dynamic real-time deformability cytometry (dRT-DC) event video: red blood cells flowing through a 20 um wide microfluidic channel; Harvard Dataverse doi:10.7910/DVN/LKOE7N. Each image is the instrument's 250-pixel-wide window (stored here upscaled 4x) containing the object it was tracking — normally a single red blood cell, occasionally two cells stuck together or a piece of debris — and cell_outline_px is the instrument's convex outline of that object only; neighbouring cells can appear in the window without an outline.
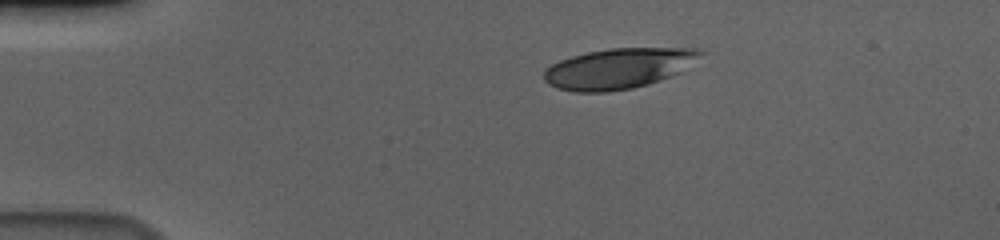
{"species": "human", "species_latin": "Homo sapiens", "temperature_condition": "cold", "stored_images_in_passage": 46, "camera_frame_rate_fps": 3000, "um_per_image_px": 0.085, "donor": {"sex": "male"}, "frame": {"image": 1, "passage_image": 1, "time_ms": 0.0, "image_size_px": [1000, 240], "cell_outline_px": [[708, 52], [680, 72], [660, 80], [648, 84], [632, 88], [608, 92], [572, 92], [556, 88], [548, 84], [544, 80], [544, 68], [560, 60], [572, 56], [588, 52], [612, 48], [696, 48]], "centroid_in_image_um": [52.58, 5.82], "position_along_channel_um": 32.4, "area_um2": 37.05}}
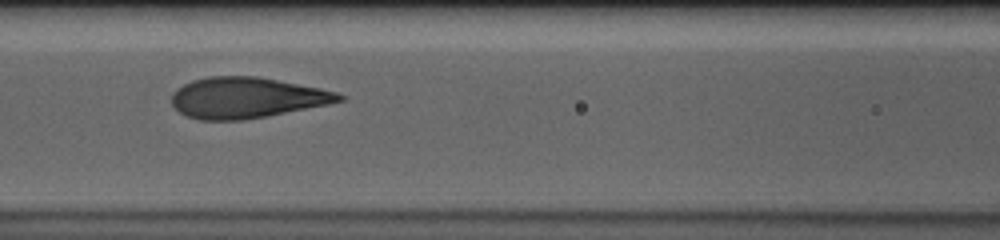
{"frame": {"image": 2, "passage_image": 15, "time_ms": 4.667, "image_size_px": [1000, 240], "cell_outline_px": [[344, 100], [328, 104], [244, 120], [200, 120], [184, 116], [172, 104], [172, 92], [176, 88], [192, 80], [212, 76], [256, 76], [320, 88], [336, 92], [344, 96]], "centroid_in_image_um": [20.92, 8.31], "position_along_channel_um": 145.7, "area_um2": 39.59}}
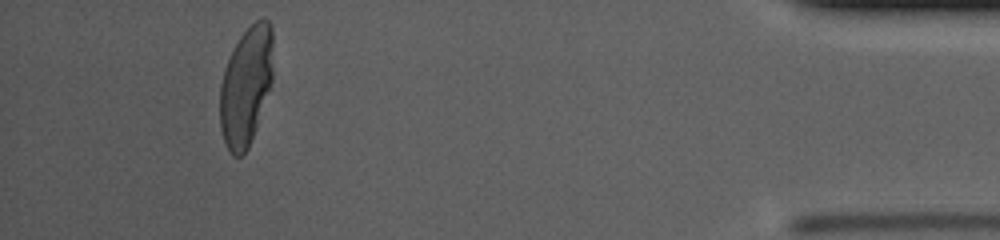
{"frame": {"image": 3, "passage_image": 42, "time_ms": 13.667, "image_size_px": [1000, 240], "cell_outline_px": [[272, 80], [248, 148], [240, 156], [232, 156], [224, 140], [220, 128], [220, 84], [224, 68], [240, 36], [256, 20], [268, 20], [272, 28]], "centroid_in_image_um": [20.89, 7.31], "position_along_channel_um": 414.3, "area_um2": 36.13}, "authors_computed_cell_mechanics": {"area_um2": 39.5641, "velocity_mm_per_s": 3.6481, "shape_relaxation_time_tau1_ms": 4.0432, "shape_relaxation_time_tau2_ms": null, "deformation_change_tau1": 0.2059, "deformation_change_tau2": null}}